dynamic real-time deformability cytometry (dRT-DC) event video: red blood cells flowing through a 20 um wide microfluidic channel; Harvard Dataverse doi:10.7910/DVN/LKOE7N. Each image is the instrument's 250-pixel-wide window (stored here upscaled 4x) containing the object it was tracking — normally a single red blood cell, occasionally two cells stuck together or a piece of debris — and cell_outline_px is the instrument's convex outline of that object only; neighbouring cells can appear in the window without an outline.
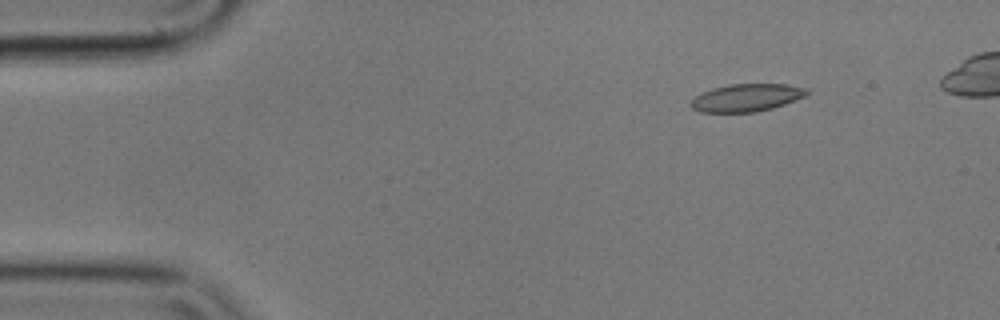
{"species": "common noctule bat (a hibernating species)", "species_latin": "Nyctalus noctula", "temperature_condition": "cold", "stored_images_in_passage": 5, "camera_frame_rate_fps": 3000, "um_per_image_px": 0.085, "animal": {"sex": "male", "body_mass_g": 17.9}, "frame": {"image": 1, "passage_image": 2, "time_ms": 0.333, "image_size_px": [1000, 320], "cell_outline_px": [[808, 92], [804, 96], [796, 100], [772, 108], [756, 112], [700, 112], [692, 108], [688, 104], [700, 92], [712, 88], [728, 84], [788, 84], [808, 88]], "centroid_in_image_um": [63.43, 8.3], "position_along_channel_um": 21.6, "area_um2": 18.79}}